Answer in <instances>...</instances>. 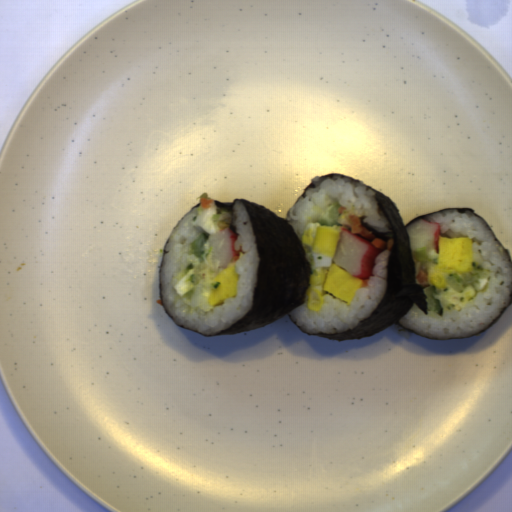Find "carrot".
<instances>
[{
  "label": "carrot",
  "instance_id": "3",
  "mask_svg": "<svg viewBox=\"0 0 512 512\" xmlns=\"http://www.w3.org/2000/svg\"><path fill=\"white\" fill-rule=\"evenodd\" d=\"M198 202L200 207H202L203 209H208L215 203L214 200L210 199L206 193H203L198 197Z\"/></svg>",
  "mask_w": 512,
  "mask_h": 512
},
{
  "label": "carrot",
  "instance_id": "5",
  "mask_svg": "<svg viewBox=\"0 0 512 512\" xmlns=\"http://www.w3.org/2000/svg\"><path fill=\"white\" fill-rule=\"evenodd\" d=\"M346 209H347L346 207H343L340 205L337 210H338L339 214H342V212Z\"/></svg>",
  "mask_w": 512,
  "mask_h": 512
},
{
  "label": "carrot",
  "instance_id": "2",
  "mask_svg": "<svg viewBox=\"0 0 512 512\" xmlns=\"http://www.w3.org/2000/svg\"><path fill=\"white\" fill-rule=\"evenodd\" d=\"M416 279L423 288L430 287L431 285L428 278V270L419 269Z\"/></svg>",
  "mask_w": 512,
  "mask_h": 512
},
{
  "label": "carrot",
  "instance_id": "4",
  "mask_svg": "<svg viewBox=\"0 0 512 512\" xmlns=\"http://www.w3.org/2000/svg\"><path fill=\"white\" fill-rule=\"evenodd\" d=\"M370 282V278H362V284L360 287H367Z\"/></svg>",
  "mask_w": 512,
  "mask_h": 512
},
{
  "label": "carrot",
  "instance_id": "1",
  "mask_svg": "<svg viewBox=\"0 0 512 512\" xmlns=\"http://www.w3.org/2000/svg\"><path fill=\"white\" fill-rule=\"evenodd\" d=\"M349 227L352 234L370 241V244L375 248L383 251L385 249L391 250L394 245V238L384 240L376 237L371 230L362 225L361 218L358 215L349 214Z\"/></svg>",
  "mask_w": 512,
  "mask_h": 512
}]
</instances>
